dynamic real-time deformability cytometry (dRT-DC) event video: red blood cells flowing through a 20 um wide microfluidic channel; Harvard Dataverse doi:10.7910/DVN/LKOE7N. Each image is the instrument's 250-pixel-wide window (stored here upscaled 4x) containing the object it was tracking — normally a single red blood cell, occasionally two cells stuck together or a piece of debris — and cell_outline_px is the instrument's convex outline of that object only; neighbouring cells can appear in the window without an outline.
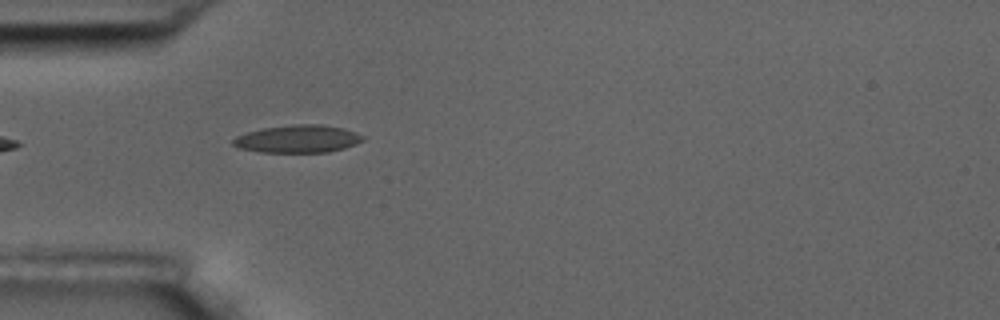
{"species": "common noctule bat (a hibernating species)", "species_latin": "Nyctalus noctula", "temperature_condition": "room temperature", "stored_images_in_passage": 5, "camera_frame_rate_fps": 3000, "um_per_image_px": 0.085, "animal": {"sex": "male", "body_mass_g": 17.5, "forearm_length_mm": 52.3}, "frame": {"image": 1, "passage_image": 4, "time_ms": 4.667, "image_size_px": [1000, 320], "cell_outline_px": [[364, 140], [356, 144], [344, 148], [328, 152], [260, 152], [240, 148], [232, 144], [232, 140], [236, 136], [248, 132], [264, 128], [292, 124], [324, 124], [344, 128], [364, 136]], "centroid_in_image_um": [25.33, 11.8], "position_along_channel_um": 59.7, "area_um2": 20.92}}